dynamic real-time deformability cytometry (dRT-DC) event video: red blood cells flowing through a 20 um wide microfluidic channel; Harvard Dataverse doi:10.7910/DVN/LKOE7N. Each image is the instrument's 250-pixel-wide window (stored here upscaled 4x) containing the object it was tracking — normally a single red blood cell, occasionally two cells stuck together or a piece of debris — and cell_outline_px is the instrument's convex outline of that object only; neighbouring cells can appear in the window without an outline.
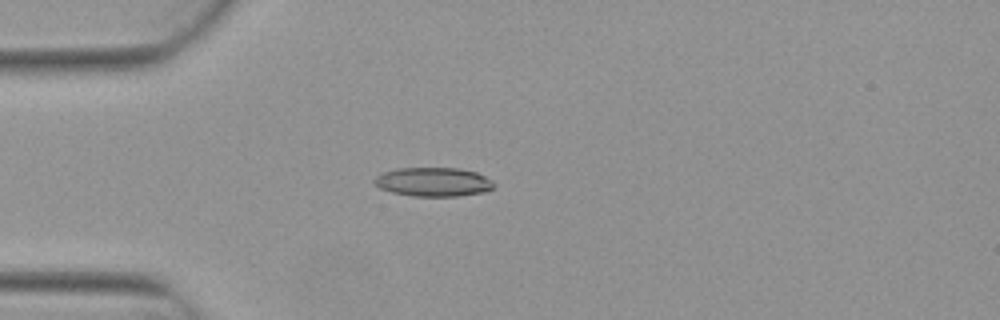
{"species": "Egyptian fruit bat (a non-hibernating species)", "species_latin": "Rousettus aegyptiacus", "temperature_condition": "warm", "stored_images_in_passage": 1, "camera_frame_rate_fps": 3000, "um_per_image_px": 0.085, "animal": {"sex": "female"}, "frame": {"image": 1, "passage_image": 1, "time_ms": 0.0, "image_size_px": [1000, 320], "cell_outline_px": [[496, 184], [492, 188], [484, 192], [460, 196], [412, 196], [392, 192], [380, 188], [372, 180], [376, 176], [384, 172], [400, 168], [460, 168], [476, 172], [492, 180]], "centroid_in_image_um": [36.85, 15.46], "position_along_channel_um": 48.1, "area_um2": 20.17}}